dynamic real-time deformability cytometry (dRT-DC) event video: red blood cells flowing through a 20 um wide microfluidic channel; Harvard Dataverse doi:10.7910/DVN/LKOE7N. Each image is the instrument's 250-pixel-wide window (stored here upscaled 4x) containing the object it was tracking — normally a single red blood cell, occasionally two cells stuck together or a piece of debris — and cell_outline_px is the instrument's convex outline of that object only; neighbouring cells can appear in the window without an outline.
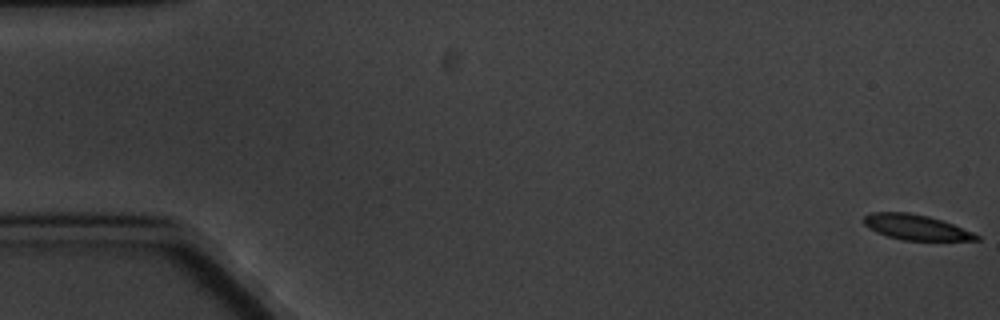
{"species": "common noctule bat (a hibernating species)", "species_latin": "Nyctalus noctula", "temperature_condition": "cold", "stored_images_in_passage": 7, "camera_frame_rate_fps": 3000, "um_per_image_px": 0.085, "animal": {"sex": "male", "body_mass_g": 20.1, "forearm_length_mm": 53.5}, "frame": {"image": 1, "passage_image": 1, "time_ms": 0.0, "image_size_px": [1000, 320], "cell_outline_px": [[980, 240], [904, 240], [888, 236], [876, 232], [868, 228], [864, 224], [864, 216], [872, 212], [908, 212], [928, 216], [952, 224], [972, 232], [980, 236]], "centroid_in_image_um": [77.83, 19.31], "position_along_channel_um": 7.2, "area_um2": 16.36}}
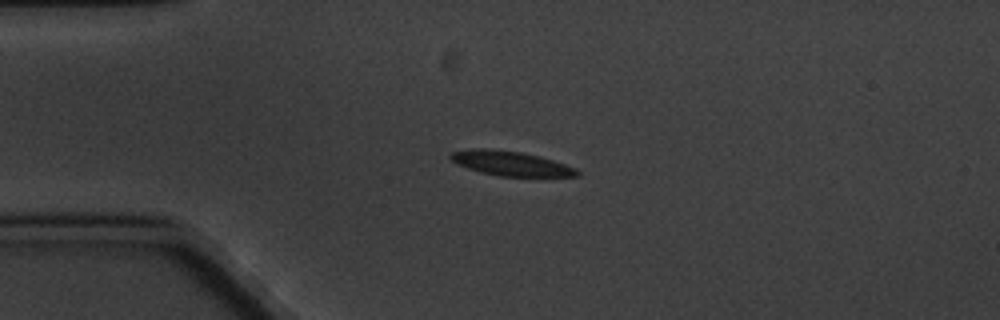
{"frame": {"image": 2, "passage_image": 5, "time_ms": 4.667, "image_size_px": [1000, 320], "cell_outline_px": [[580, 176], [500, 176], [480, 172], [456, 164], [448, 156], [452, 152], [472, 148], [488, 148], [520, 152], [552, 160], [576, 168], [580, 172]], "centroid_in_image_um": [43.37, 13.89], "position_along_channel_um": 41.6, "area_um2": 17.92}}